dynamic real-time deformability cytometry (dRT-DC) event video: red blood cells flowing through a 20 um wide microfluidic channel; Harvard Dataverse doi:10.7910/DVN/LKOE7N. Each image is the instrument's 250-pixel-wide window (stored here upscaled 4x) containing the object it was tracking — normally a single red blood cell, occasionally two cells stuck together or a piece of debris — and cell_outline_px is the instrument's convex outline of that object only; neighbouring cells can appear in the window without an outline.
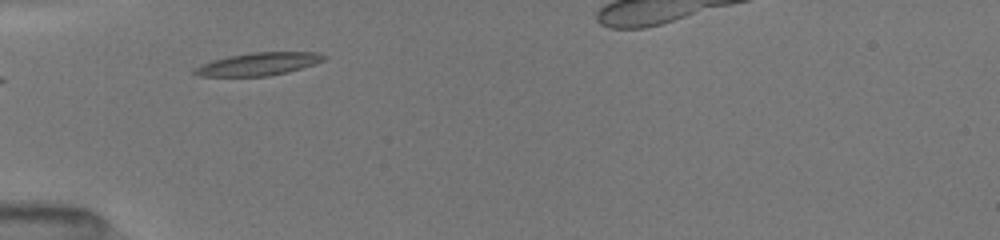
{"species": "common noctule bat (a hibernating species)", "species_latin": "Nyctalus noctula", "temperature_condition": "room temperature", "stored_images_in_passage": 4, "camera_frame_rate_fps": 3000, "um_per_image_px": 0.085, "animal": {"sex": "female", "body_mass_g": 19.5, "forearm_length_mm": 54.1}, "frame": {"image": 1, "passage_image": 1, "time_ms": 0.0, "image_size_px": [1000, 240], "cell_outline_px": [[328, 56], [324, 60], [288, 72], [268, 76], [200, 76], [192, 72], [196, 68], [212, 60], [228, 56], [252, 52], [320, 52]], "centroid_in_image_um": [22.0, 5.43], "position_along_channel_um": 63.0, "area_um2": 16.99}}
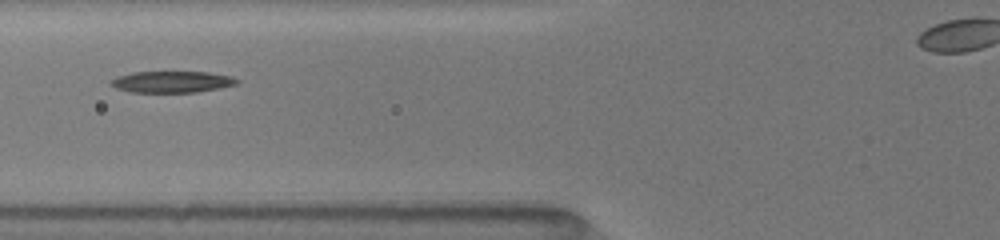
{"frame": {"image": 2, "passage_image": 3, "time_ms": 1.333, "image_size_px": [1000, 240], "cell_outline_px": [[240, 80], [236, 84], [220, 88], [196, 92], [128, 92], [116, 88], [108, 84], [108, 80], [116, 76], [132, 72], [208, 72], [232, 76]], "centroid_in_image_um": [14.56, 6.95], "position_along_channel_um": 111.2, "area_um2": 15.95}}